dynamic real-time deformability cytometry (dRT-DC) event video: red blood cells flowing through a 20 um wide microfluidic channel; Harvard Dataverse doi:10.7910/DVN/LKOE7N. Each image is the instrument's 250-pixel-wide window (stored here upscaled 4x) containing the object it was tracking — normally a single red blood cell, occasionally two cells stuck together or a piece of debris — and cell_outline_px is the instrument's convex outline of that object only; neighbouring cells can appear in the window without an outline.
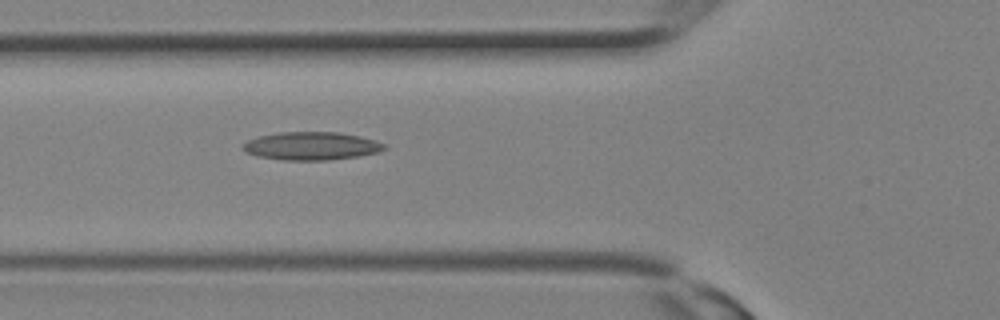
{"species": "Egyptian fruit bat (a non-hibernating species)", "species_latin": "Rousettus aegyptiacus", "temperature_condition": "room temperature", "stored_images_in_passage": 2, "camera_frame_rate_fps": 3000, "um_per_image_px": 0.085, "animal": {"sex": "female"}, "frame": {"image": 1, "passage_image": 2, "time_ms": 0.333, "image_size_px": [1000, 320], "cell_outline_px": [[388, 148], [376, 152], [360, 156], [328, 160], [284, 160], [256, 156], [248, 152], [244, 148], [244, 144], [248, 140], [260, 136], [280, 132], [336, 132], [360, 136], [384, 144]], "centroid_in_image_um": [26.48, 12.41], "position_along_channel_um": 99.3, "area_um2": 22.83}}